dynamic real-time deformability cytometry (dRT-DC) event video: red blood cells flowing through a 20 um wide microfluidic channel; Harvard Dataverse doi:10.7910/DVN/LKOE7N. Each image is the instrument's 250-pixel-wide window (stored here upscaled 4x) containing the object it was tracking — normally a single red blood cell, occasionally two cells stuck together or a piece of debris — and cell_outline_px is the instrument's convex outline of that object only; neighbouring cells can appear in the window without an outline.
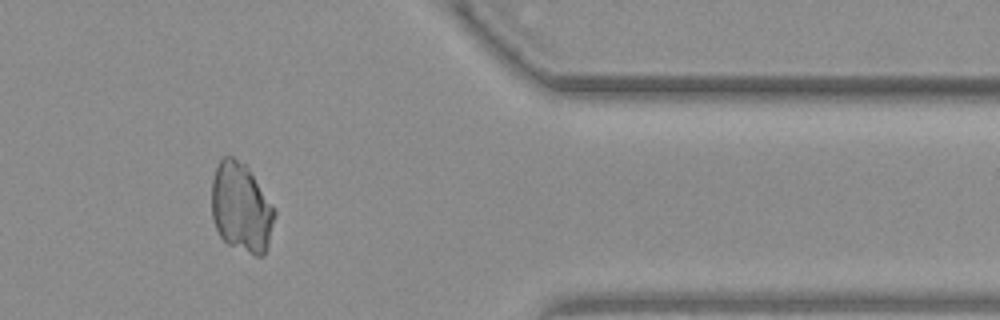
{"species": "common noctule bat (a hibernating species)", "species_latin": "Nyctalus noctula", "temperature_condition": "warm", "stored_images_in_passage": 53, "camera_frame_rate_fps": 3000, "um_per_image_px": 0.085, "animal": {"sex": "female", "body_mass_g": 19.3, "forearm_length_mm": 54.1}, "frame": {"image": 1, "passage_image": 44, "time_ms": 14.333, "image_size_px": [1000, 320], "cell_outline_px": [[276, 216], [268, 248], [260, 256], [256, 256], [228, 244], [220, 236], [212, 220], [212, 180], [216, 168], [220, 160], [224, 156], [232, 156], [244, 164], [248, 168], [272, 204], [276, 212]], "centroid_in_image_um": [20.51, 17.66], "position_along_channel_um": 390.9, "area_um2": 32.71}}